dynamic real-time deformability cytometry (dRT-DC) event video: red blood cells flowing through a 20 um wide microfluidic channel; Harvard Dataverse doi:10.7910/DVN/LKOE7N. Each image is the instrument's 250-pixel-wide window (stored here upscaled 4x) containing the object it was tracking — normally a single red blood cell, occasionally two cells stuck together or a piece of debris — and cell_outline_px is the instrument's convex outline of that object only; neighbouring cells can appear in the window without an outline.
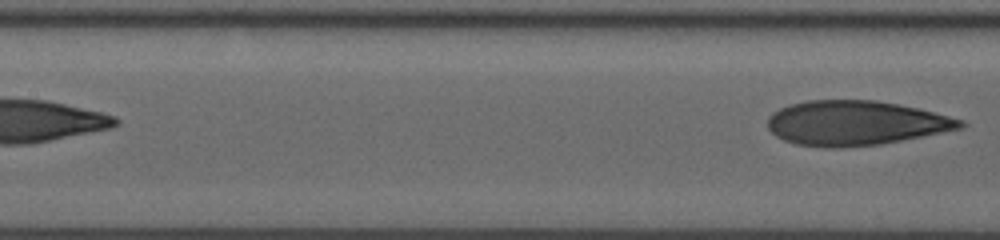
{"species": "human", "species_latin": "Homo sapiens", "temperature_condition": "room temperature", "stored_images_in_passage": 20, "segment_of_instrument_passage": [2, 2], "camera_frame_rate_fps": 3000, "um_per_image_px": 0.085, "donor": {"sex": "male"}, "frame": {"image": 1, "passage_image": 20, "time_ms": 8.0, "image_size_px": [1000, 240], "cell_outline_px": [[964, 124], [960, 128], [880, 144], [844, 148], [824, 148], [796, 144], [784, 140], [776, 136], [768, 128], [768, 116], [772, 112], [788, 104], [808, 100], [876, 100], [916, 108], [964, 120]], "centroid_in_image_um": [72.63, 10.46], "position_along_channel_um": 134.8, "area_um2": 49.82}}